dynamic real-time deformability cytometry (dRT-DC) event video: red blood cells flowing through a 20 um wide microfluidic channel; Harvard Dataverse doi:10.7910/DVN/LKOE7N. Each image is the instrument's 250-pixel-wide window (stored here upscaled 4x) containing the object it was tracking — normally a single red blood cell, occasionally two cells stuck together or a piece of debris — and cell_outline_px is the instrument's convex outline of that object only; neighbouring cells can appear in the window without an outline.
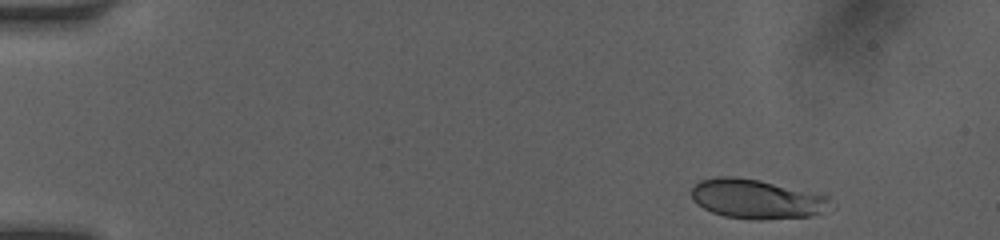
{"species": "human", "species_latin": "Homo sapiens", "temperature_condition": "room temperature", "stored_images_in_passage": 9, "camera_frame_rate_fps": 3000, "um_per_image_px": 0.085, "donor": {"sex": "female"}, "frame": {"image": 1, "passage_image": 1, "time_ms": 0.0, "image_size_px": [1000, 240], "cell_outline_px": [[836, 208], [820, 216], [760, 220], [752, 220], [724, 216], [712, 212], [696, 204], [692, 200], [692, 188], [700, 180], [716, 176], [736, 176], [760, 180], [828, 196], [836, 204]], "centroid_in_image_um": [64.42, 16.94], "position_along_channel_um": 20.6, "area_um2": 32.83}}